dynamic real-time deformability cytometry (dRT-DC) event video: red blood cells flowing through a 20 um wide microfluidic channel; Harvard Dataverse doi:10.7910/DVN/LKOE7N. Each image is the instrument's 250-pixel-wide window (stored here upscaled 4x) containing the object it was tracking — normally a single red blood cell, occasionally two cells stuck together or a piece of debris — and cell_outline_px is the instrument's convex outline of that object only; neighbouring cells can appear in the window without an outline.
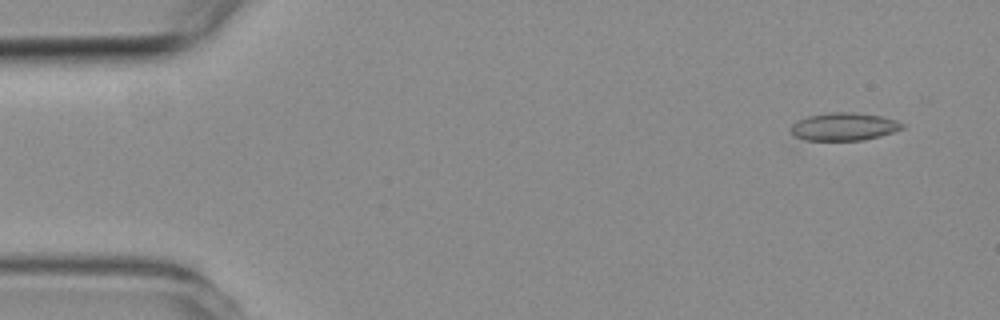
{"species": "common noctule bat (a hibernating species)", "species_latin": "Nyctalus noctula", "temperature_condition": "room temperature", "stored_images_in_passage": 5, "segment_of_instrument_passage": [2, 2], "camera_frame_rate_fps": 3000, "um_per_image_px": 0.085, "animal": {"sex": "female", "body_mass_g": 19.3, "forearm_length_mm": 54.1}, "frame": {"image": 1, "passage_image": 5, "time_ms": 5.667, "image_size_px": [1000, 320], "cell_outline_px": [[904, 128], [880, 136], [864, 140], [804, 140], [792, 136], [792, 124], [808, 116], [832, 112], [852, 112], [880, 116], [896, 120], [904, 124]], "centroid_in_image_um": [71.74, 10.77], "position_along_channel_um": 13.3, "area_um2": 17.92}}